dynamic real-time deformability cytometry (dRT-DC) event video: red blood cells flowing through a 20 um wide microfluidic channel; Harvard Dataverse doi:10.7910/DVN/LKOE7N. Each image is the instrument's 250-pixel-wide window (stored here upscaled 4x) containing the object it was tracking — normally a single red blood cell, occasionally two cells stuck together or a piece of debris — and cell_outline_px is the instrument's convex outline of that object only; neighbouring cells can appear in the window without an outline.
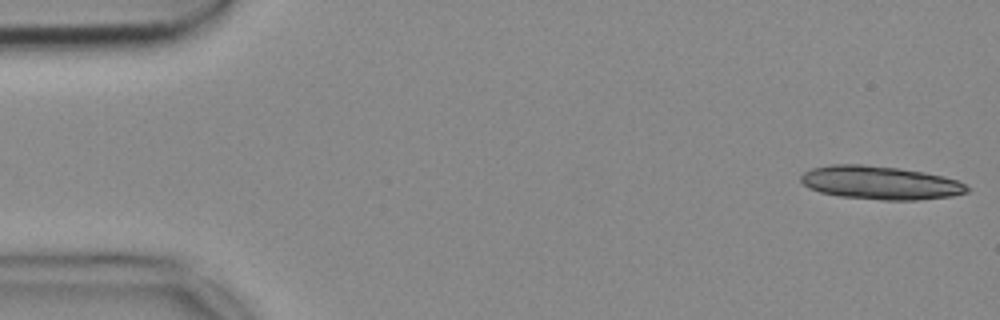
{"species": "common noctule bat (a hibernating species)", "species_latin": "Nyctalus noctula", "temperature_condition": "cold", "stored_images_in_passage": 22, "camera_frame_rate_fps": 3000, "um_per_image_px": 0.085, "animal": {"sex": "female", "body_mass_g": 18.4}, "frame": {"image": 1, "passage_image": 1, "time_ms": 0.0, "image_size_px": [1000, 320], "cell_outline_px": [[968, 192], [952, 196], [916, 200], [880, 200], [840, 196], [820, 192], [808, 188], [800, 180], [800, 176], [804, 172], [812, 168], [832, 164], [860, 164], [900, 168], [924, 172], [944, 176], [956, 180], [964, 184], [968, 188]], "centroid_in_image_um": [74.8, 15.53], "position_along_channel_um": 10.2, "area_um2": 32.37}}